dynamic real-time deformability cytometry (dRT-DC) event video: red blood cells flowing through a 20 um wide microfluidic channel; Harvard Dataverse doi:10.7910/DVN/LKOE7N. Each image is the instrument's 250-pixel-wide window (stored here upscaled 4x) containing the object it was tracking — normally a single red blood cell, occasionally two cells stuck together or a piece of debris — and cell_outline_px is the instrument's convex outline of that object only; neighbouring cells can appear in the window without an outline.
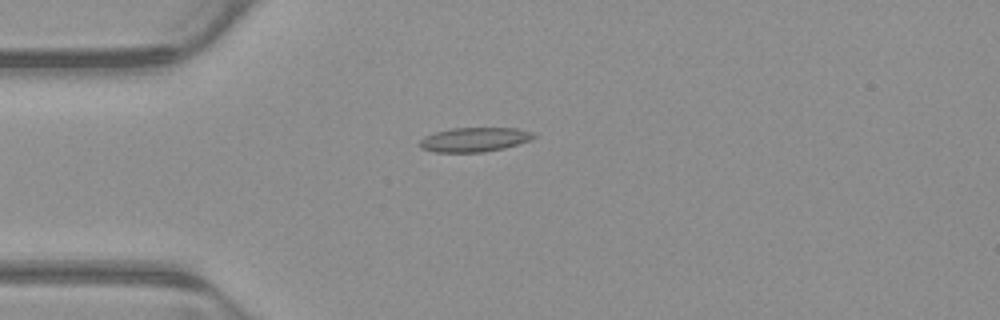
{"species": "common noctule bat (a hibernating species)", "species_latin": "Nyctalus noctula", "temperature_condition": "warm", "stored_images_in_passage": 4, "camera_frame_rate_fps": 3000, "um_per_image_px": 0.085, "animal": {"sex": "male", "body_mass_g": 23.1, "forearm_length_mm": 52.7}, "frame": {"image": 1, "passage_image": 4, "time_ms": 1.0, "image_size_px": [1000, 320], "cell_outline_px": [[536, 136], [528, 140], [504, 148], [480, 152], [436, 152], [420, 148], [420, 140], [424, 136], [436, 132], [452, 128], [516, 128], [528, 132]], "centroid_in_image_um": [40.25, 11.86], "position_along_channel_um": 44.7, "area_um2": 15.78}}